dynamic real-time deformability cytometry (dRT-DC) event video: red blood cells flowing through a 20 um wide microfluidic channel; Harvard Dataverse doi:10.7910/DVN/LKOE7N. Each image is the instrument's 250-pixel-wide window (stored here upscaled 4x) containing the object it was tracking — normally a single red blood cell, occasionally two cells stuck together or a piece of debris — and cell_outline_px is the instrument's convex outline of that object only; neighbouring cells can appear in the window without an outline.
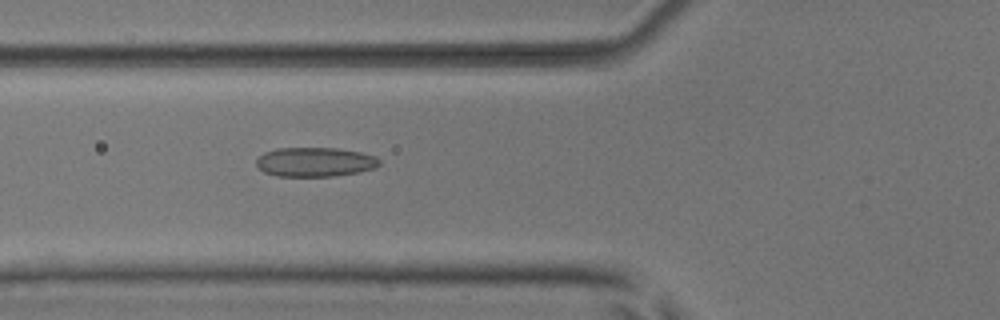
{"species": "common noctule bat (a hibernating species)", "species_latin": "Nyctalus noctula", "temperature_condition": "room temperature", "stored_images_in_passage": 51, "camera_frame_rate_fps": 3000, "um_per_image_px": 0.085, "animal": {"sex": "male", "body_mass_g": 17.9, "forearm_length_mm": 54.2}, "frame": {"image": 1, "passage_image": 19, "time_ms": 6.0, "image_size_px": [1000, 320], "cell_outline_px": [[380, 164], [376, 168], [360, 172], [332, 176], [276, 176], [264, 172], [256, 164], [256, 160], [264, 152], [276, 148], [336, 148], [360, 152], [376, 156], [380, 160]], "centroid_in_image_um": [26.79, 13.77], "position_along_channel_um": 99.0, "area_um2": 21.1}}
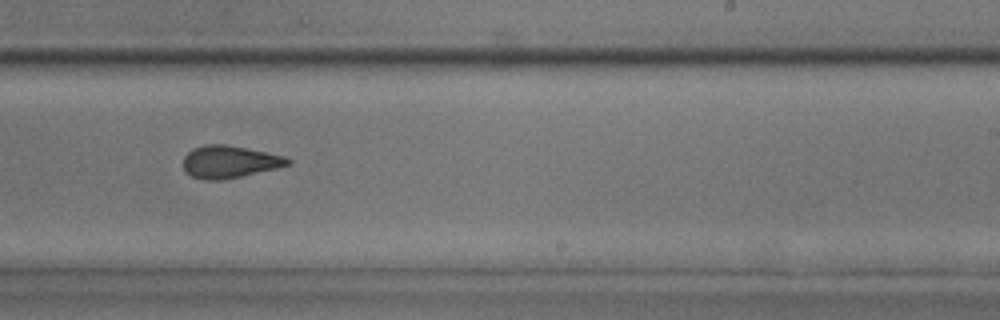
{"frame": {"image": 2, "passage_image": 32, "time_ms": 10.333, "image_size_px": [1000, 320], "cell_outline_px": [[292, 164], [276, 168], [240, 176], [220, 180], [204, 180], [192, 176], [184, 172], [184, 156], [192, 148], [204, 144], [224, 144], [284, 156], [292, 160]], "centroid_in_image_um": [19.47, 13.75], "position_along_channel_um": 269.5, "area_um2": 19.54}}
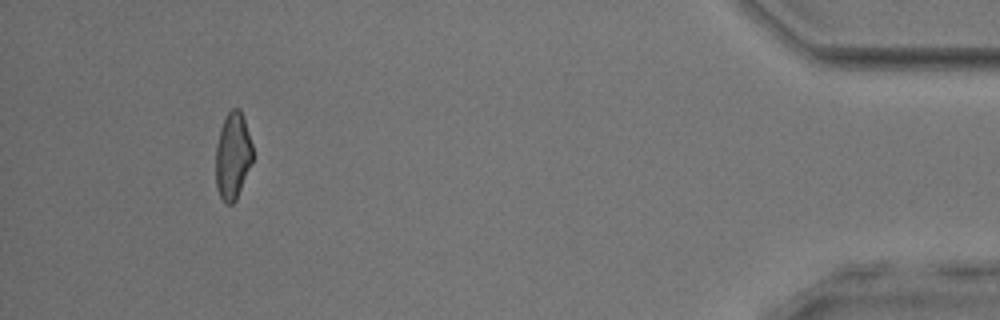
{"frame": {"image": 3, "passage_image": 48, "time_ms": 15.667, "image_size_px": [1000, 320], "cell_outline_px": [[252, 160], [236, 200], [232, 204], [224, 204], [216, 188], [216, 144], [220, 128], [228, 112], [232, 108], [240, 108], [252, 144]], "centroid_in_image_um": [19.76, 13.26], "position_along_channel_um": 415.4, "area_um2": 18.55}, "authors_computed_cell_mechanics": {"area_um2": 20.1722, "velocity_mm_per_s": 3.9379, "shape_relaxation_time_tau1_ms": null, "shape_relaxation_time_tau2_ms": 1.8659, "deformation_change_tau1": null, "deformation_change_tau2": 0.0726}}